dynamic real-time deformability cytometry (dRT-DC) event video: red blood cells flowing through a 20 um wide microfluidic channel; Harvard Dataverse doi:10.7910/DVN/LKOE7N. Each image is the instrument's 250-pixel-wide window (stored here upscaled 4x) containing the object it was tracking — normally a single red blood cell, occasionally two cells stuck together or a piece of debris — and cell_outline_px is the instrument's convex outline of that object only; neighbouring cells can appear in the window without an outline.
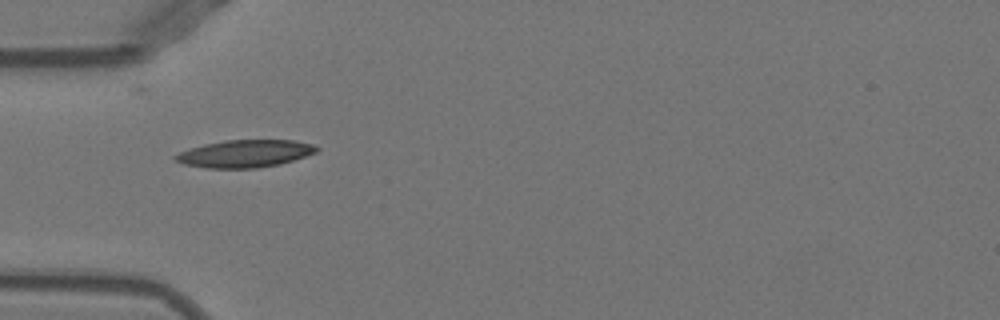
{"species": "Egyptian fruit bat (a non-hibernating species)", "species_latin": "Rousettus aegyptiacus", "temperature_condition": "warm", "stored_images_in_passage": 36, "camera_frame_rate_fps": 3000, "um_per_image_px": 0.085, "animal": {"sex": "female"}, "frame": {"image": 1, "passage_image": 1, "time_ms": 0.0, "image_size_px": [1000, 320], "cell_outline_px": [[320, 148], [316, 152], [280, 164], [256, 168], [208, 168], [184, 164], [176, 160], [172, 156], [180, 152], [204, 144], [224, 140], [292, 140], [312, 144]], "centroid_in_image_um": [20.81, 13.05], "position_along_channel_um": 64.2, "area_um2": 22.37}}
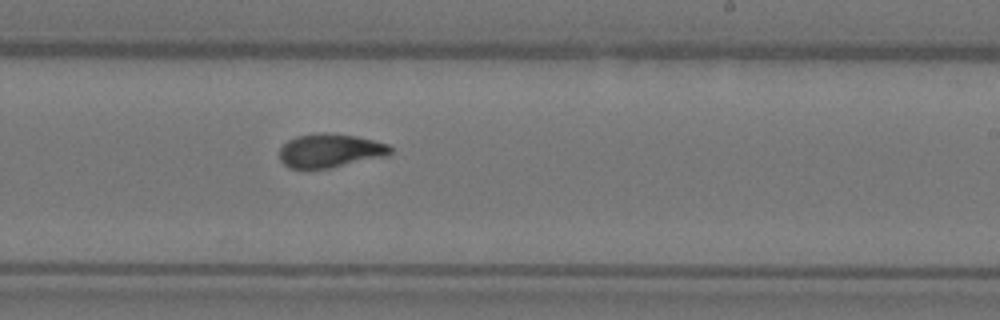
{"frame": {"image": 2, "passage_image": 16, "time_ms": 5.0, "image_size_px": [1000, 320], "cell_outline_px": [[392, 152], [388, 156], [328, 168], [288, 168], [280, 160], [280, 148], [288, 140], [296, 136], [320, 132], [356, 136], [388, 144], [392, 148]], "centroid_in_image_um": [28.06, 12.8], "position_along_channel_um": 260.9, "area_um2": 21.73}}
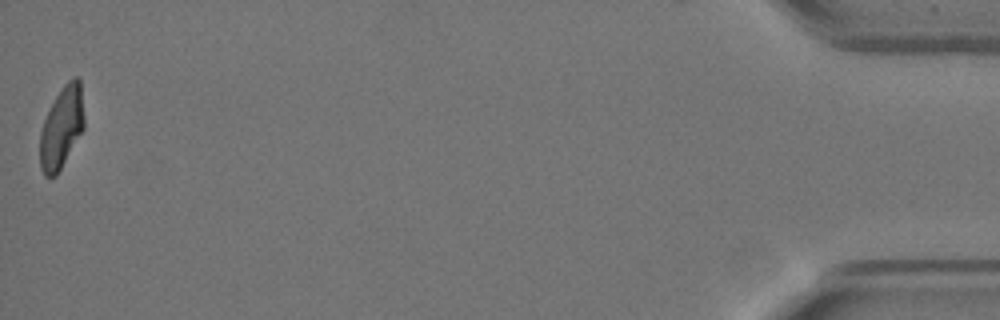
{"frame": {"image": 3, "passage_image": 36, "time_ms": 11.667, "image_size_px": [1000, 320], "cell_outline_px": [[84, 128], [56, 176], [44, 176], [40, 168], [40, 132], [44, 120], [56, 96], [64, 84], [72, 76], [76, 76], [80, 80], [84, 116]], "centroid_in_image_um": [5.24, 10.83], "position_along_channel_um": 430.0, "area_um2": 20.87}, "authors_computed_cell_mechanics": {"area_um2": 21.675, "velocity_mm_per_s": 3.9488, "shape_relaxation_time_tau1_ms": 5.0999, "shape_relaxation_time_tau2_ms": 1.1288, "deformation_change_tau1": 0.2154, "deformation_change_tau2": 0.0781}}